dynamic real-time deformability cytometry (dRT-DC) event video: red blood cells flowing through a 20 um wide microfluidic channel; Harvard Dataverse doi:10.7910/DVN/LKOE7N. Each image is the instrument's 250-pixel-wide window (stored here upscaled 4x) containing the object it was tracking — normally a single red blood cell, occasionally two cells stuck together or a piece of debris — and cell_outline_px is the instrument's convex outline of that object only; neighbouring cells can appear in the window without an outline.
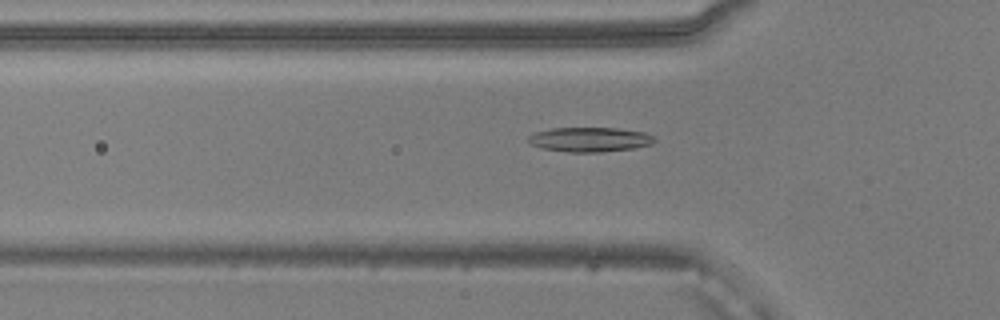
{"species": "common noctule bat (a hibernating species)", "species_latin": "Nyctalus noctula", "temperature_condition": "warm", "stored_images_in_passage": 51, "camera_frame_rate_fps": 3000, "um_per_image_px": 0.085, "animal": {"sex": "male", "body_mass_g": 20.5, "forearm_length_mm": 52.5}, "frame": {"image": 1, "passage_image": 16, "time_ms": 5.0, "image_size_px": [1000, 320], "cell_outline_px": [[656, 140], [652, 144], [632, 148], [600, 152], [572, 152], [544, 148], [532, 144], [528, 140], [528, 136], [536, 132], [552, 128], [616, 128], [644, 132], [652, 136]], "centroid_in_image_um": [50.15, 11.85], "position_along_channel_um": 75.7, "area_um2": 17.74}}
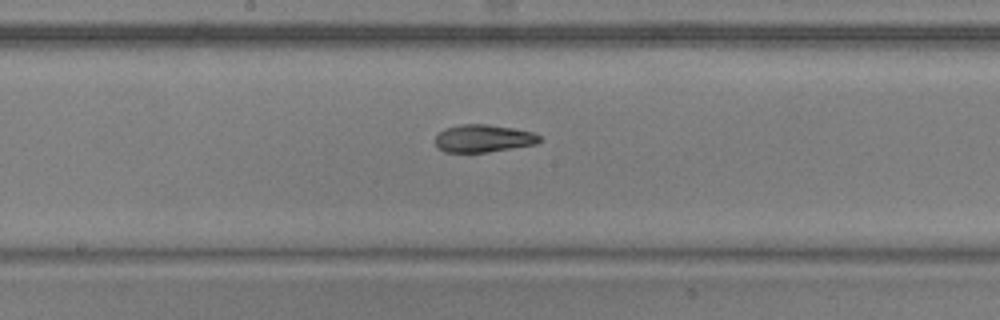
{"frame": {"image": 2, "passage_image": 26, "time_ms": 8.333, "image_size_px": [1000, 320], "cell_outline_px": [[540, 140], [536, 144], [488, 152], [444, 152], [436, 148], [436, 136], [444, 128], [460, 124], [488, 124], [512, 128], [532, 132], [540, 136]], "centroid_in_image_um": [41.05, 11.76], "position_along_channel_um": 207.2, "area_um2": 16.76}}
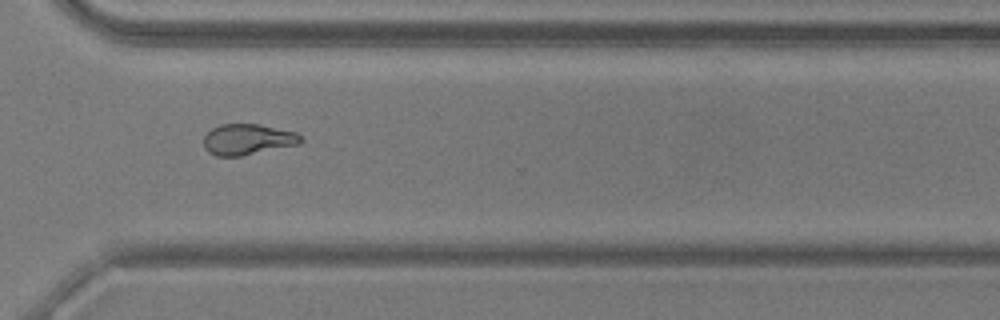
{"frame": {"image": 3, "passage_image": 37, "time_ms": 12.0, "image_size_px": [1000, 320], "cell_outline_px": [[304, 140], [300, 144], [240, 156], [216, 156], [208, 152], [204, 148], [204, 136], [212, 128], [220, 124], [260, 124], [296, 132], [304, 136]], "centroid_in_image_um": [21.08, 11.84], "position_along_channel_um": 349.5, "area_um2": 17.63}, "authors_computed_cell_mechanics": {"area_um2": 17.7446, "velocity_mm_per_s": 3.9017, "shape_relaxation_time_tau1_ms": 6.3738, "shape_relaxation_time_tau2_ms": 2.9306, "deformation_change_tau1": 0.2025, "deformation_change_tau2": 0.0995}}